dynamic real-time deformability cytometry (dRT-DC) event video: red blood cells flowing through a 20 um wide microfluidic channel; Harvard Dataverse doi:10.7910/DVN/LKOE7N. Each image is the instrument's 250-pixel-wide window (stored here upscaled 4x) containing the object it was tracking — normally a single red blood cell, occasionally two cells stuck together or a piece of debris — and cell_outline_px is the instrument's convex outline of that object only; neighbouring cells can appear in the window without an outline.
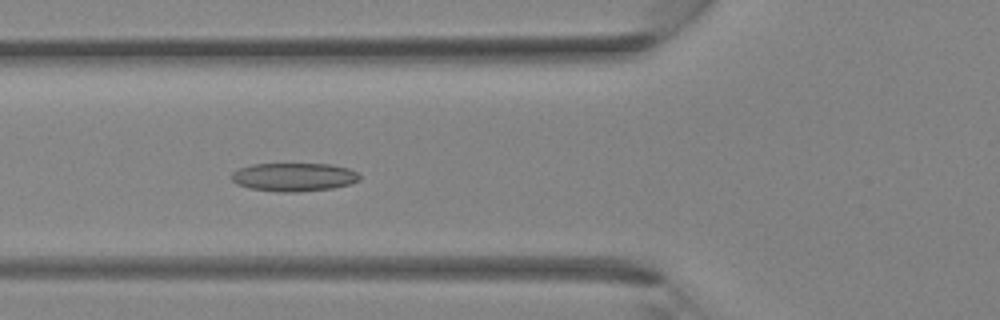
{"species": "Egyptian fruit bat (a non-hibernating species)", "species_latin": "Rousettus aegyptiacus", "temperature_condition": "room temperature", "stored_images_in_passage": 27, "camera_frame_rate_fps": 3000, "um_per_image_px": 0.085, "animal": {"sex": "female"}, "frame": {"image": 1, "passage_image": 4, "time_ms": 1.0, "image_size_px": [1000, 320], "cell_outline_px": [[360, 180], [348, 184], [332, 188], [300, 192], [276, 192], [248, 188], [236, 184], [232, 180], [232, 172], [240, 168], [252, 164], [332, 164], [348, 168], [356, 172], [360, 176]], "centroid_in_image_um": [24.96, 15.05], "position_along_channel_um": 100.8, "area_um2": 21.27}}
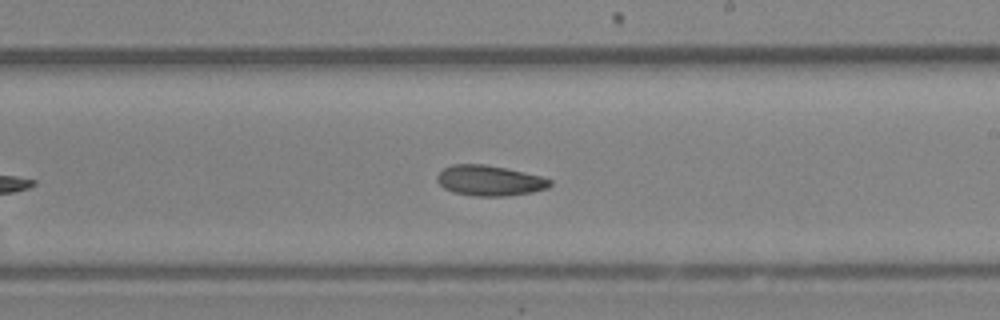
{"frame": {"image": 2, "passage_image": 12, "time_ms": 3.667, "image_size_px": [1000, 320], "cell_outline_px": [[552, 184], [548, 188], [532, 192], [504, 196], [476, 196], [452, 192], [444, 188], [436, 180], [436, 176], [444, 168], [452, 164], [484, 164], [544, 176], [552, 180]], "centroid_in_image_um": [41.63, 15.35], "position_along_channel_um": 247.4, "area_um2": 20.06}}
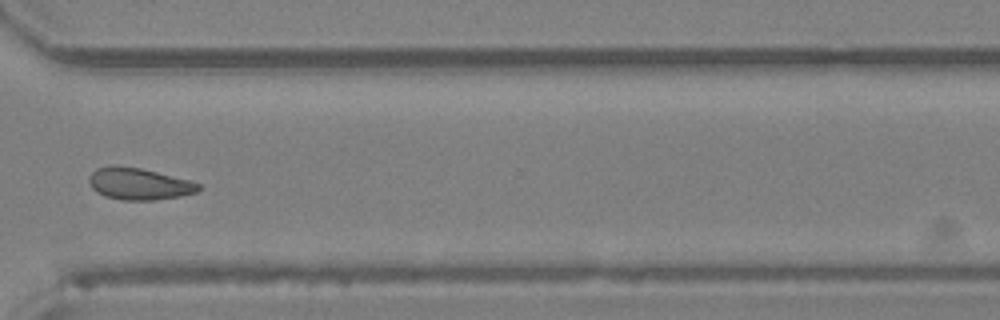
{"frame": {"image": 3, "passage_image": 18, "time_ms": 5.667, "image_size_px": [1000, 320], "cell_outline_px": [[200, 188], [196, 192], [180, 196], [152, 200], [124, 200], [104, 196], [96, 192], [92, 188], [88, 180], [92, 172], [96, 168], [112, 164], [116, 164], [140, 168], [188, 180], [200, 184]], "centroid_in_image_um": [11.75, 15.61], "position_along_channel_um": 358.8, "area_um2": 20.23}}